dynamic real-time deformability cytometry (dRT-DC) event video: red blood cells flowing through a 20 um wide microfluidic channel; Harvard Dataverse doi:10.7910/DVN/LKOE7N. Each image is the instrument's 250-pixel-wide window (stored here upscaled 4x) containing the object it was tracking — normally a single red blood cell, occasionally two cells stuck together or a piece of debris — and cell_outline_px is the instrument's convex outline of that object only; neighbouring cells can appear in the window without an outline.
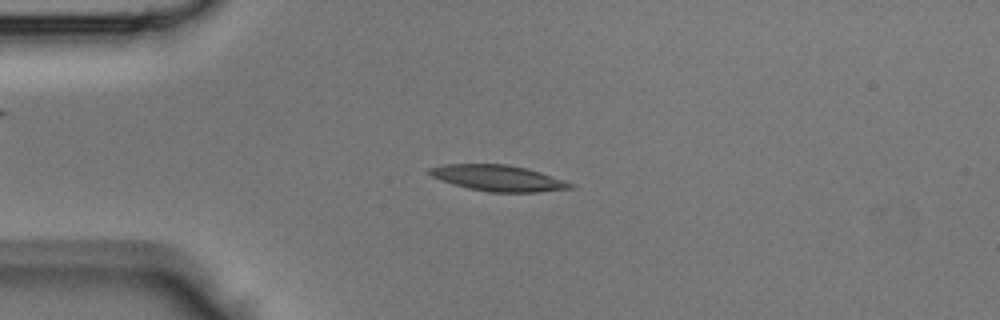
{"species": "Egyptian fruit bat (a non-hibernating species)", "species_latin": "Rousettus aegyptiacus", "temperature_condition": "room temperature", "stored_images_in_passage": 43, "camera_frame_rate_fps": 3000, "um_per_image_px": 0.085, "animal": {"sex": "male"}, "frame": {"image": 1, "passage_image": 11, "time_ms": 3.333, "image_size_px": [1000, 320], "cell_outline_px": [[576, 184], [572, 188], [536, 192], [488, 192], [468, 188], [440, 180], [432, 176], [428, 172], [428, 168], [444, 164], [508, 164], [528, 168]], "centroid_in_image_um": [42.34, 15.13], "position_along_channel_um": 42.7, "area_um2": 21.33}}
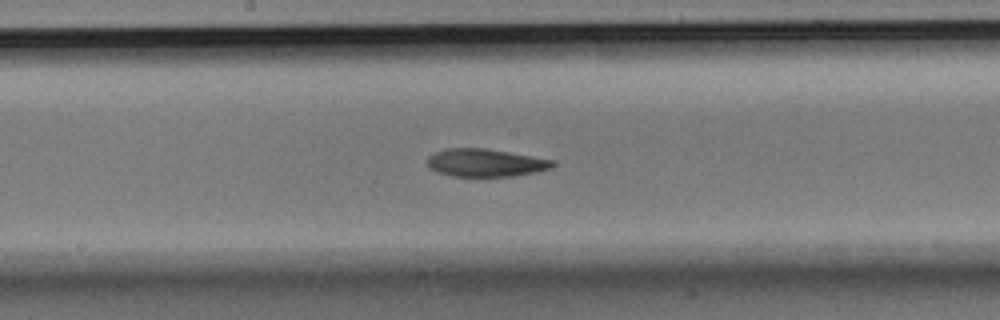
{"frame": {"image": 2, "passage_image": 23, "time_ms": 7.333, "image_size_px": [1000, 320], "cell_outline_px": [[556, 164], [552, 168], [536, 172], [512, 176], [452, 176], [436, 172], [428, 168], [428, 156], [436, 152], [448, 148], [484, 148], [532, 156], [552, 160]], "centroid_in_image_um": [41.25, 13.84], "position_along_channel_um": 207.0, "area_um2": 20.23}}
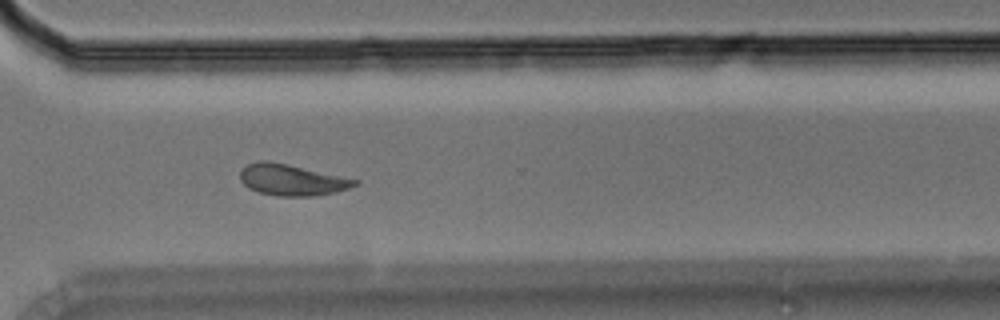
{"frame": {"image": 3, "passage_image": 32, "time_ms": 10.333, "image_size_px": [1000, 320], "cell_outline_px": [[360, 184], [336, 192], [312, 196], [276, 196], [260, 192], [248, 188], [240, 180], [240, 172], [248, 164], [260, 160], [264, 160], [288, 164], [360, 180]], "centroid_in_image_um": [24.82, 15.29], "position_along_channel_um": 345.8, "area_um2": 20.81}}